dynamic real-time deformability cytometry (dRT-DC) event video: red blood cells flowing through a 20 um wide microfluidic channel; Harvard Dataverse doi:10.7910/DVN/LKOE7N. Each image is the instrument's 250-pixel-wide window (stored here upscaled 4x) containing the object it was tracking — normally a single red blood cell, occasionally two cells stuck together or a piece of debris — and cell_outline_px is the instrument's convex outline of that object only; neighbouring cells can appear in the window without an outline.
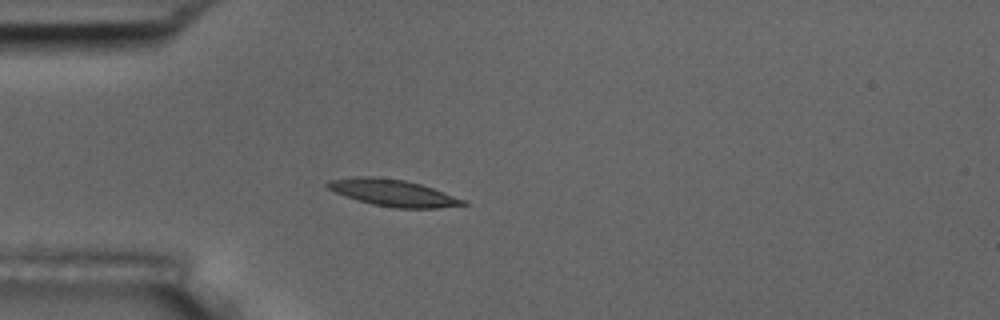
{"species": "common noctule bat (a hibernating species)", "species_latin": "Nyctalus noctula", "temperature_condition": "room temperature", "stored_images_in_passage": 4, "camera_frame_rate_fps": 3000, "um_per_image_px": 0.085, "animal": {"sex": "male", "body_mass_g": 17.5, "forearm_length_mm": 52.3}, "frame": {"image": 1, "passage_image": 3, "time_ms": 3.333, "image_size_px": [1000, 320], "cell_outline_px": [[468, 204], [436, 208], [396, 208], [372, 204], [336, 192], [328, 188], [324, 184], [328, 180], [356, 176], [376, 176], [404, 180], [420, 184], [444, 192], [464, 200]], "centroid_in_image_um": [33.38, 16.37], "position_along_channel_um": 51.6, "area_um2": 20.81}}